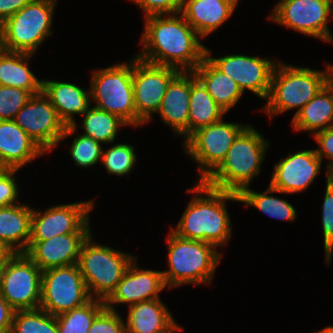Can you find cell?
<instances>
[{
  "label": "cell",
  "mask_w": 333,
  "mask_h": 333,
  "mask_svg": "<svg viewBox=\"0 0 333 333\" xmlns=\"http://www.w3.org/2000/svg\"><path fill=\"white\" fill-rule=\"evenodd\" d=\"M144 20L142 50L135 55L139 59L179 71H194L206 56L201 37L180 12L152 15Z\"/></svg>",
  "instance_id": "6da1fadb"
},
{
  "label": "cell",
  "mask_w": 333,
  "mask_h": 333,
  "mask_svg": "<svg viewBox=\"0 0 333 333\" xmlns=\"http://www.w3.org/2000/svg\"><path fill=\"white\" fill-rule=\"evenodd\" d=\"M187 192L195 195L186 205L177 227L170 230L181 238L222 248L232 235L226 201L240 202L238 194L214 189L203 181H198Z\"/></svg>",
  "instance_id": "7a4b0ae2"
},
{
  "label": "cell",
  "mask_w": 333,
  "mask_h": 333,
  "mask_svg": "<svg viewBox=\"0 0 333 333\" xmlns=\"http://www.w3.org/2000/svg\"><path fill=\"white\" fill-rule=\"evenodd\" d=\"M270 142L249 124L234 140L226 158L203 181L207 186L239 194L260 174Z\"/></svg>",
  "instance_id": "3957f363"
},
{
  "label": "cell",
  "mask_w": 333,
  "mask_h": 333,
  "mask_svg": "<svg viewBox=\"0 0 333 333\" xmlns=\"http://www.w3.org/2000/svg\"><path fill=\"white\" fill-rule=\"evenodd\" d=\"M166 239L169 270L162 271L166 286L210 284L222 253L210 243L184 239L171 230Z\"/></svg>",
  "instance_id": "277c9868"
},
{
  "label": "cell",
  "mask_w": 333,
  "mask_h": 333,
  "mask_svg": "<svg viewBox=\"0 0 333 333\" xmlns=\"http://www.w3.org/2000/svg\"><path fill=\"white\" fill-rule=\"evenodd\" d=\"M325 85L326 71L278 61L272 73L267 102L262 109L272 120L276 115L297 108L294 118Z\"/></svg>",
  "instance_id": "5b68a950"
},
{
  "label": "cell",
  "mask_w": 333,
  "mask_h": 333,
  "mask_svg": "<svg viewBox=\"0 0 333 333\" xmlns=\"http://www.w3.org/2000/svg\"><path fill=\"white\" fill-rule=\"evenodd\" d=\"M92 239L91 233L83 242L78 266L91 298L106 301L135 256L93 242Z\"/></svg>",
  "instance_id": "8992f818"
},
{
  "label": "cell",
  "mask_w": 333,
  "mask_h": 333,
  "mask_svg": "<svg viewBox=\"0 0 333 333\" xmlns=\"http://www.w3.org/2000/svg\"><path fill=\"white\" fill-rule=\"evenodd\" d=\"M57 0H32L1 24V49L35 54L50 36Z\"/></svg>",
  "instance_id": "52a82bcc"
},
{
  "label": "cell",
  "mask_w": 333,
  "mask_h": 333,
  "mask_svg": "<svg viewBox=\"0 0 333 333\" xmlns=\"http://www.w3.org/2000/svg\"><path fill=\"white\" fill-rule=\"evenodd\" d=\"M91 101L98 109L117 115L137 127L132 82V60L92 71Z\"/></svg>",
  "instance_id": "ba28073f"
},
{
  "label": "cell",
  "mask_w": 333,
  "mask_h": 333,
  "mask_svg": "<svg viewBox=\"0 0 333 333\" xmlns=\"http://www.w3.org/2000/svg\"><path fill=\"white\" fill-rule=\"evenodd\" d=\"M249 124L225 122L223 118L193 132L184 142V152L197 164L198 179L204 181L226 158L237 136Z\"/></svg>",
  "instance_id": "9c48e42d"
},
{
  "label": "cell",
  "mask_w": 333,
  "mask_h": 333,
  "mask_svg": "<svg viewBox=\"0 0 333 333\" xmlns=\"http://www.w3.org/2000/svg\"><path fill=\"white\" fill-rule=\"evenodd\" d=\"M42 270L25 254L13 253L0 269V295L16 310L40 308Z\"/></svg>",
  "instance_id": "30bf717a"
},
{
  "label": "cell",
  "mask_w": 333,
  "mask_h": 333,
  "mask_svg": "<svg viewBox=\"0 0 333 333\" xmlns=\"http://www.w3.org/2000/svg\"><path fill=\"white\" fill-rule=\"evenodd\" d=\"M91 299L78 264L42 271L40 309L58 316Z\"/></svg>",
  "instance_id": "8fae6325"
},
{
  "label": "cell",
  "mask_w": 333,
  "mask_h": 333,
  "mask_svg": "<svg viewBox=\"0 0 333 333\" xmlns=\"http://www.w3.org/2000/svg\"><path fill=\"white\" fill-rule=\"evenodd\" d=\"M332 13L333 0H281L267 19L303 35L333 43L327 24Z\"/></svg>",
  "instance_id": "7c38bea8"
},
{
  "label": "cell",
  "mask_w": 333,
  "mask_h": 333,
  "mask_svg": "<svg viewBox=\"0 0 333 333\" xmlns=\"http://www.w3.org/2000/svg\"><path fill=\"white\" fill-rule=\"evenodd\" d=\"M180 71L163 65L148 63L133 57L132 82L137 127L152 120L160 109L162 99L170 81Z\"/></svg>",
  "instance_id": "4fadbf2b"
},
{
  "label": "cell",
  "mask_w": 333,
  "mask_h": 333,
  "mask_svg": "<svg viewBox=\"0 0 333 333\" xmlns=\"http://www.w3.org/2000/svg\"><path fill=\"white\" fill-rule=\"evenodd\" d=\"M94 199L48 207L45 212L32 207L29 241H45L69 233H91L90 212Z\"/></svg>",
  "instance_id": "5bb4252c"
},
{
  "label": "cell",
  "mask_w": 333,
  "mask_h": 333,
  "mask_svg": "<svg viewBox=\"0 0 333 333\" xmlns=\"http://www.w3.org/2000/svg\"><path fill=\"white\" fill-rule=\"evenodd\" d=\"M13 120L45 153L60 144L66 127L43 91L32 95Z\"/></svg>",
  "instance_id": "9a60e30c"
},
{
  "label": "cell",
  "mask_w": 333,
  "mask_h": 333,
  "mask_svg": "<svg viewBox=\"0 0 333 333\" xmlns=\"http://www.w3.org/2000/svg\"><path fill=\"white\" fill-rule=\"evenodd\" d=\"M211 55V50L206 47V57L221 72L232 78L243 94L247 90L266 100L277 61L241 54H229L218 58Z\"/></svg>",
  "instance_id": "2e32d148"
},
{
  "label": "cell",
  "mask_w": 333,
  "mask_h": 333,
  "mask_svg": "<svg viewBox=\"0 0 333 333\" xmlns=\"http://www.w3.org/2000/svg\"><path fill=\"white\" fill-rule=\"evenodd\" d=\"M321 166L322 160L313 148L289 153L274 165L270 185L282 194L302 193L318 176Z\"/></svg>",
  "instance_id": "e0dca14e"
},
{
  "label": "cell",
  "mask_w": 333,
  "mask_h": 333,
  "mask_svg": "<svg viewBox=\"0 0 333 333\" xmlns=\"http://www.w3.org/2000/svg\"><path fill=\"white\" fill-rule=\"evenodd\" d=\"M167 288L162 271L143 269L137 265V257L128 266L121 281L105 301L108 309L117 311L115 305L137 303L159 299L161 291Z\"/></svg>",
  "instance_id": "ac0fdd59"
},
{
  "label": "cell",
  "mask_w": 333,
  "mask_h": 333,
  "mask_svg": "<svg viewBox=\"0 0 333 333\" xmlns=\"http://www.w3.org/2000/svg\"><path fill=\"white\" fill-rule=\"evenodd\" d=\"M91 233H69L45 241H29L25 254L42 271L78 264L83 242Z\"/></svg>",
  "instance_id": "d6986e66"
},
{
  "label": "cell",
  "mask_w": 333,
  "mask_h": 333,
  "mask_svg": "<svg viewBox=\"0 0 333 333\" xmlns=\"http://www.w3.org/2000/svg\"><path fill=\"white\" fill-rule=\"evenodd\" d=\"M42 91L56 108L60 120L66 125L61 142L78 130L74 115L82 116L92 106L90 90H84L70 82L42 79Z\"/></svg>",
  "instance_id": "ffe728a7"
},
{
  "label": "cell",
  "mask_w": 333,
  "mask_h": 333,
  "mask_svg": "<svg viewBox=\"0 0 333 333\" xmlns=\"http://www.w3.org/2000/svg\"><path fill=\"white\" fill-rule=\"evenodd\" d=\"M191 71H180L169 83L158 114L173 133L189 137Z\"/></svg>",
  "instance_id": "44dd1931"
},
{
  "label": "cell",
  "mask_w": 333,
  "mask_h": 333,
  "mask_svg": "<svg viewBox=\"0 0 333 333\" xmlns=\"http://www.w3.org/2000/svg\"><path fill=\"white\" fill-rule=\"evenodd\" d=\"M45 152L14 120H0V163L6 169H21Z\"/></svg>",
  "instance_id": "7402d4cb"
},
{
  "label": "cell",
  "mask_w": 333,
  "mask_h": 333,
  "mask_svg": "<svg viewBox=\"0 0 333 333\" xmlns=\"http://www.w3.org/2000/svg\"><path fill=\"white\" fill-rule=\"evenodd\" d=\"M126 333H173L184 331L161 298L128 307Z\"/></svg>",
  "instance_id": "603a6c76"
},
{
  "label": "cell",
  "mask_w": 333,
  "mask_h": 333,
  "mask_svg": "<svg viewBox=\"0 0 333 333\" xmlns=\"http://www.w3.org/2000/svg\"><path fill=\"white\" fill-rule=\"evenodd\" d=\"M236 8L224 0H184L181 14L201 38L223 25Z\"/></svg>",
  "instance_id": "cb8c5ba5"
},
{
  "label": "cell",
  "mask_w": 333,
  "mask_h": 333,
  "mask_svg": "<svg viewBox=\"0 0 333 333\" xmlns=\"http://www.w3.org/2000/svg\"><path fill=\"white\" fill-rule=\"evenodd\" d=\"M32 207L17 204L0 207V241L12 253H25L31 236Z\"/></svg>",
  "instance_id": "d4e9b609"
},
{
  "label": "cell",
  "mask_w": 333,
  "mask_h": 333,
  "mask_svg": "<svg viewBox=\"0 0 333 333\" xmlns=\"http://www.w3.org/2000/svg\"><path fill=\"white\" fill-rule=\"evenodd\" d=\"M193 72L225 113L230 111L243 96L236 82L221 72L206 56Z\"/></svg>",
  "instance_id": "484cf974"
},
{
  "label": "cell",
  "mask_w": 333,
  "mask_h": 333,
  "mask_svg": "<svg viewBox=\"0 0 333 333\" xmlns=\"http://www.w3.org/2000/svg\"><path fill=\"white\" fill-rule=\"evenodd\" d=\"M33 54L0 49V85L27 90L31 95L42 91V80L29 69Z\"/></svg>",
  "instance_id": "4316f807"
},
{
  "label": "cell",
  "mask_w": 333,
  "mask_h": 333,
  "mask_svg": "<svg viewBox=\"0 0 333 333\" xmlns=\"http://www.w3.org/2000/svg\"><path fill=\"white\" fill-rule=\"evenodd\" d=\"M291 122L295 131H309L312 135L333 127V93L325 85Z\"/></svg>",
  "instance_id": "83f0119b"
},
{
  "label": "cell",
  "mask_w": 333,
  "mask_h": 333,
  "mask_svg": "<svg viewBox=\"0 0 333 333\" xmlns=\"http://www.w3.org/2000/svg\"><path fill=\"white\" fill-rule=\"evenodd\" d=\"M225 114L195 73L191 71L189 136L202 127L220 121Z\"/></svg>",
  "instance_id": "f1b7e54d"
},
{
  "label": "cell",
  "mask_w": 333,
  "mask_h": 333,
  "mask_svg": "<svg viewBox=\"0 0 333 333\" xmlns=\"http://www.w3.org/2000/svg\"><path fill=\"white\" fill-rule=\"evenodd\" d=\"M272 193L282 194L270 184L263 193L256 192L247 187L238 194L240 199L239 203H243L247 207L253 206L260 212L274 219L289 222L294 221L297 216V211L294 206L285 199L270 195Z\"/></svg>",
  "instance_id": "f546056e"
},
{
  "label": "cell",
  "mask_w": 333,
  "mask_h": 333,
  "mask_svg": "<svg viewBox=\"0 0 333 333\" xmlns=\"http://www.w3.org/2000/svg\"><path fill=\"white\" fill-rule=\"evenodd\" d=\"M82 133L102 144H112L118 134V129L122 126H129L117 115L98 109L93 106L82 115Z\"/></svg>",
  "instance_id": "4dcf8cb0"
},
{
  "label": "cell",
  "mask_w": 333,
  "mask_h": 333,
  "mask_svg": "<svg viewBox=\"0 0 333 333\" xmlns=\"http://www.w3.org/2000/svg\"><path fill=\"white\" fill-rule=\"evenodd\" d=\"M105 307V301L92 298L84 305L56 316L58 333H88L95 317Z\"/></svg>",
  "instance_id": "1f68e13d"
},
{
  "label": "cell",
  "mask_w": 333,
  "mask_h": 333,
  "mask_svg": "<svg viewBox=\"0 0 333 333\" xmlns=\"http://www.w3.org/2000/svg\"><path fill=\"white\" fill-rule=\"evenodd\" d=\"M10 333H58L57 319L40 308L16 310Z\"/></svg>",
  "instance_id": "d6a6232c"
},
{
  "label": "cell",
  "mask_w": 333,
  "mask_h": 333,
  "mask_svg": "<svg viewBox=\"0 0 333 333\" xmlns=\"http://www.w3.org/2000/svg\"><path fill=\"white\" fill-rule=\"evenodd\" d=\"M106 151H102L101 161L107 173L124 176L129 174L136 164L135 148L126 143H112Z\"/></svg>",
  "instance_id": "836d02e7"
},
{
  "label": "cell",
  "mask_w": 333,
  "mask_h": 333,
  "mask_svg": "<svg viewBox=\"0 0 333 333\" xmlns=\"http://www.w3.org/2000/svg\"><path fill=\"white\" fill-rule=\"evenodd\" d=\"M103 144L91 137L80 135L74 137L70 147V155L79 167H92L101 160Z\"/></svg>",
  "instance_id": "e575fe53"
},
{
  "label": "cell",
  "mask_w": 333,
  "mask_h": 333,
  "mask_svg": "<svg viewBox=\"0 0 333 333\" xmlns=\"http://www.w3.org/2000/svg\"><path fill=\"white\" fill-rule=\"evenodd\" d=\"M322 229L325 261L331 264L333 254V176L326 175L325 196L322 204Z\"/></svg>",
  "instance_id": "d590c367"
},
{
  "label": "cell",
  "mask_w": 333,
  "mask_h": 333,
  "mask_svg": "<svg viewBox=\"0 0 333 333\" xmlns=\"http://www.w3.org/2000/svg\"><path fill=\"white\" fill-rule=\"evenodd\" d=\"M31 96L27 90L0 85V120H13Z\"/></svg>",
  "instance_id": "8d00e7d4"
},
{
  "label": "cell",
  "mask_w": 333,
  "mask_h": 333,
  "mask_svg": "<svg viewBox=\"0 0 333 333\" xmlns=\"http://www.w3.org/2000/svg\"><path fill=\"white\" fill-rule=\"evenodd\" d=\"M88 333H126V324L119 312L105 307L95 317Z\"/></svg>",
  "instance_id": "74e56055"
},
{
  "label": "cell",
  "mask_w": 333,
  "mask_h": 333,
  "mask_svg": "<svg viewBox=\"0 0 333 333\" xmlns=\"http://www.w3.org/2000/svg\"><path fill=\"white\" fill-rule=\"evenodd\" d=\"M19 169H4L0 172V207H7L19 202V188L15 178Z\"/></svg>",
  "instance_id": "f35d334b"
},
{
  "label": "cell",
  "mask_w": 333,
  "mask_h": 333,
  "mask_svg": "<svg viewBox=\"0 0 333 333\" xmlns=\"http://www.w3.org/2000/svg\"><path fill=\"white\" fill-rule=\"evenodd\" d=\"M132 2L143 10L145 18L152 15L179 13L184 0H132Z\"/></svg>",
  "instance_id": "ab89813d"
},
{
  "label": "cell",
  "mask_w": 333,
  "mask_h": 333,
  "mask_svg": "<svg viewBox=\"0 0 333 333\" xmlns=\"http://www.w3.org/2000/svg\"><path fill=\"white\" fill-rule=\"evenodd\" d=\"M313 138L318 144V148H315L317 156L322 160L328 158L326 164V175L333 174V127L324 129L314 133ZM326 156V157H325Z\"/></svg>",
  "instance_id": "60d3db41"
},
{
  "label": "cell",
  "mask_w": 333,
  "mask_h": 333,
  "mask_svg": "<svg viewBox=\"0 0 333 333\" xmlns=\"http://www.w3.org/2000/svg\"><path fill=\"white\" fill-rule=\"evenodd\" d=\"M15 310L0 295V333H10Z\"/></svg>",
  "instance_id": "b9f144b4"
},
{
  "label": "cell",
  "mask_w": 333,
  "mask_h": 333,
  "mask_svg": "<svg viewBox=\"0 0 333 333\" xmlns=\"http://www.w3.org/2000/svg\"><path fill=\"white\" fill-rule=\"evenodd\" d=\"M32 0H0V24Z\"/></svg>",
  "instance_id": "7bdbcfd3"
},
{
  "label": "cell",
  "mask_w": 333,
  "mask_h": 333,
  "mask_svg": "<svg viewBox=\"0 0 333 333\" xmlns=\"http://www.w3.org/2000/svg\"><path fill=\"white\" fill-rule=\"evenodd\" d=\"M326 70V86L333 93V64L328 63L325 66Z\"/></svg>",
  "instance_id": "ee69618b"
},
{
  "label": "cell",
  "mask_w": 333,
  "mask_h": 333,
  "mask_svg": "<svg viewBox=\"0 0 333 333\" xmlns=\"http://www.w3.org/2000/svg\"><path fill=\"white\" fill-rule=\"evenodd\" d=\"M12 254L13 253L0 241V266H3Z\"/></svg>",
  "instance_id": "f6af8a7d"
},
{
  "label": "cell",
  "mask_w": 333,
  "mask_h": 333,
  "mask_svg": "<svg viewBox=\"0 0 333 333\" xmlns=\"http://www.w3.org/2000/svg\"><path fill=\"white\" fill-rule=\"evenodd\" d=\"M313 333H333V326H326L324 329L319 330V331H315Z\"/></svg>",
  "instance_id": "bcb514c9"
},
{
  "label": "cell",
  "mask_w": 333,
  "mask_h": 333,
  "mask_svg": "<svg viewBox=\"0 0 333 333\" xmlns=\"http://www.w3.org/2000/svg\"><path fill=\"white\" fill-rule=\"evenodd\" d=\"M227 1L228 3H230L232 6H234L235 8H237V4L239 0H224Z\"/></svg>",
  "instance_id": "7dc6e473"
},
{
  "label": "cell",
  "mask_w": 333,
  "mask_h": 333,
  "mask_svg": "<svg viewBox=\"0 0 333 333\" xmlns=\"http://www.w3.org/2000/svg\"><path fill=\"white\" fill-rule=\"evenodd\" d=\"M0 49H1V24H0Z\"/></svg>",
  "instance_id": "c3c4849f"
},
{
  "label": "cell",
  "mask_w": 333,
  "mask_h": 333,
  "mask_svg": "<svg viewBox=\"0 0 333 333\" xmlns=\"http://www.w3.org/2000/svg\"><path fill=\"white\" fill-rule=\"evenodd\" d=\"M5 168L0 163V172H2Z\"/></svg>",
  "instance_id": "681fc988"
}]
</instances>
